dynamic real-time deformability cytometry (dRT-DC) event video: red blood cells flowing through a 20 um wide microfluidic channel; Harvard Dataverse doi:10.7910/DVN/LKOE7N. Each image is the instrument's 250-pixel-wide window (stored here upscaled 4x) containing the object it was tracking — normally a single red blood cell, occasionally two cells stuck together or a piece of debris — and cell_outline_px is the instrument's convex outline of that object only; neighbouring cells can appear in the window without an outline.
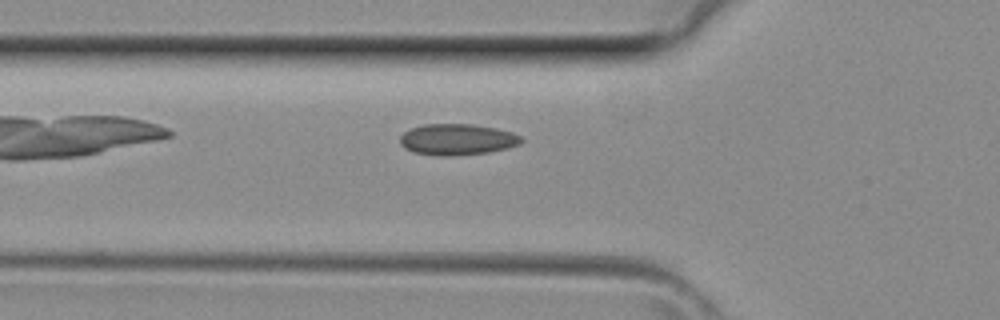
{"species": "common noctule bat (a hibernating species)", "species_latin": "Nyctalus noctula", "temperature_condition": "room temperature", "stored_images_in_passage": 4, "camera_frame_rate_fps": 3000, "um_per_image_px": 0.085, "animal": {"sex": "female", "body_mass_g": 29.2, "forearm_length_mm": 56.3}, "frame": {"image": 1, "passage_image": 4, "time_ms": 1.0, "image_size_px": [1000, 320], "cell_outline_px": [[524, 140], [520, 144], [508, 148], [488, 152], [448, 156], [440, 156], [412, 152], [404, 148], [400, 144], [400, 136], [404, 132], [412, 128], [424, 124], [472, 124], [496, 128], [512, 132], [520, 136]], "centroid_in_image_um": [38.86, 11.85], "position_along_channel_um": 86.9, "area_um2": 22.08}}